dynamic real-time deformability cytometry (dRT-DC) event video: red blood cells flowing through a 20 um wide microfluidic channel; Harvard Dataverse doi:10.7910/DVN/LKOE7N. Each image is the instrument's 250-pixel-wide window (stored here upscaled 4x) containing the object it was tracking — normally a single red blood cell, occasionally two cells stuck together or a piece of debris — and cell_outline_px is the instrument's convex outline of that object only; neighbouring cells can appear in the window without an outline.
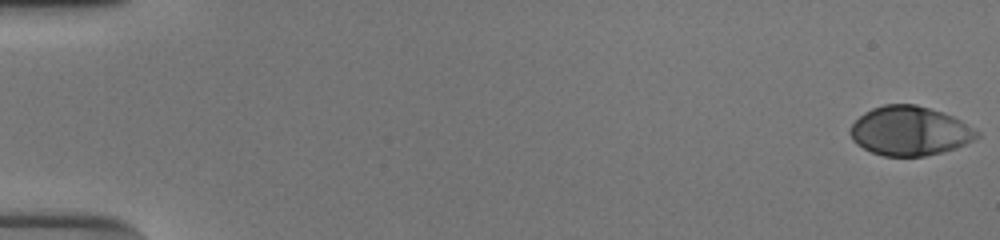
{"species": "human", "species_latin": "Homo sapiens", "temperature_condition": "cold", "stored_images_in_passage": 54, "camera_frame_rate_fps": 3000, "um_per_image_px": 0.085, "donor": {"sex": "male"}, "frame": {"image": 1, "passage_image": 1, "time_ms": 0.0, "image_size_px": [1000, 240], "cell_outline_px": [[980, 136], [976, 140], [956, 148], [944, 152], [924, 156], [884, 156], [872, 152], [856, 144], [852, 140], [848, 132], [852, 124], [864, 112], [872, 108], [884, 104], [916, 104], [944, 112], [960, 120], [980, 132]], "centroid_in_image_um": [77.34, 11.13], "position_along_channel_um": 7.7, "area_um2": 36.65}}
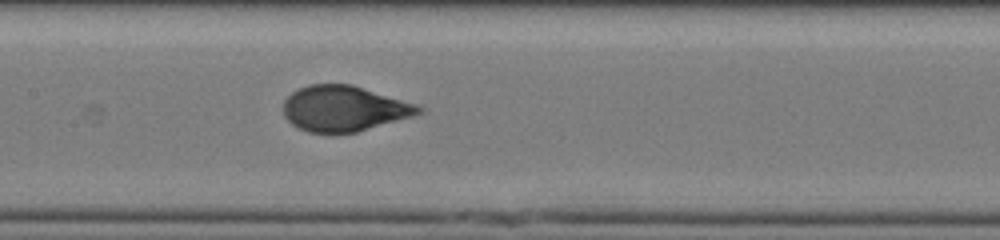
{"frame": {"image": 2, "passage_image": 28, "time_ms": 9.0, "image_size_px": [1000, 240], "cell_outline_px": [[424, 112], [412, 116], [356, 132], [308, 132], [292, 124], [284, 116], [284, 100], [292, 92], [308, 84], [352, 84], [416, 104], [424, 108]], "centroid_in_image_um": [29.24, 9.21], "position_along_channel_um": 178.2, "area_um2": 35.55}}
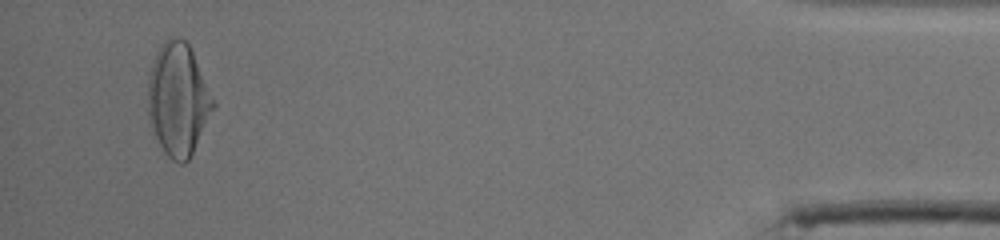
{"frame": {"image": 3, "passage_image": 52, "time_ms": 17.0, "image_size_px": [1000, 240], "cell_outline_px": [[216, 104], [188, 160], [184, 164], [180, 164], [172, 160], [164, 152], [148, 120], [148, 76], [156, 52], [160, 44], [164, 40], [172, 36], [184, 40], [188, 44], [216, 100]], "centroid_in_image_um": [15.13, 8.44], "position_along_channel_um": 420.1, "area_um2": 42.66}, "authors_computed_cell_mechanics": {"area_um2": 36.3273, "velocity_mm_per_s": 3.8606, "shape_relaxation_time_tau1_ms": 3.9114, "shape_relaxation_time_tau2_ms": null, "deformation_change_tau1": 0.1902, "deformation_change_tau2": null}}